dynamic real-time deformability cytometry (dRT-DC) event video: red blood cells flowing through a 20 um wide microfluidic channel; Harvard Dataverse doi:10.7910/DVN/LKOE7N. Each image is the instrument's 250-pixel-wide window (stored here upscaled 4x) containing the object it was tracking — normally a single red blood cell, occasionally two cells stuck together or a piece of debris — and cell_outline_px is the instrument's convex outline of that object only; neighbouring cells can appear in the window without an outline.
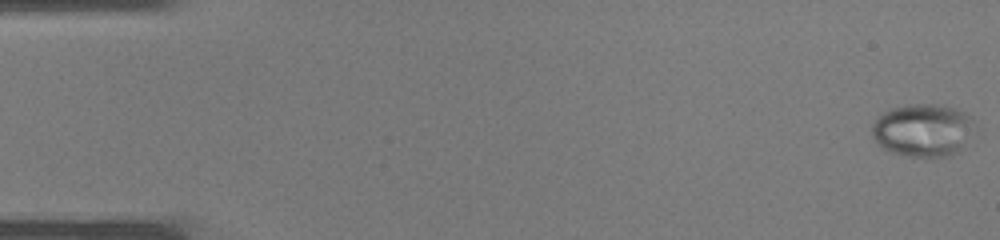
{"species": "common noctule bat (a hibernating species)", "species_latin": "Nyctalus noctula", "temperature_condition": "warm", "stored_images_in_passage": 38, "camera_frame_rate_fps": 3000, "um_per_image_px": 0.085, "animal": {"sex": "male", "body_mass_g": 19.0, "forearm_length_mm": 50.8}, "frame": {"image": 1, "passage_image": 1, "time_ms": 0.0, "image_size_px": [1000, 240], "cell_outline_px": [[972, 120], [956, 152], [948, 156], [908, 156], [892, 152], [880, 148], [872, 136], [872, 124], [884, 112], [892, 108], [904, 104], [936, 104], [956, 108], [972, 116]], "centroid_in_image_um": [78.31, 11.03], "position_along_channel_um": 6.7, "area_um2": 30.63}}
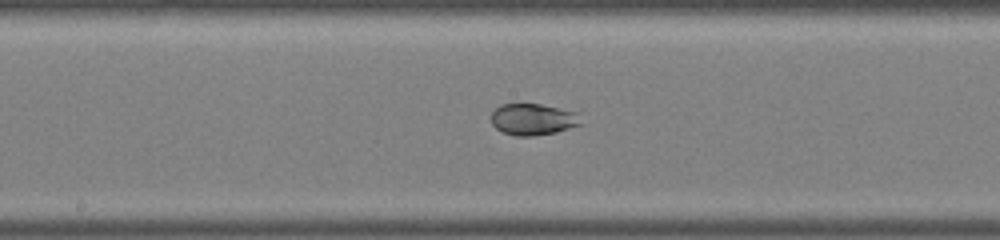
{"frame": {"image": 2, "passage_image": 20, "time_ms": 6.333, "image_size_px": [1000, 240], "cell_outline_px": [[584, 124], [556, 132], [532, 136], [516, 136], [504, 132], [496, 128], [492, 124], [492, 112], [500, 104], [540, 104], [576, 112]], "centroid_in_image_um": [45.32, 10.15], "position_along_channel_um": 202.9, "area_um2": 16.42}}
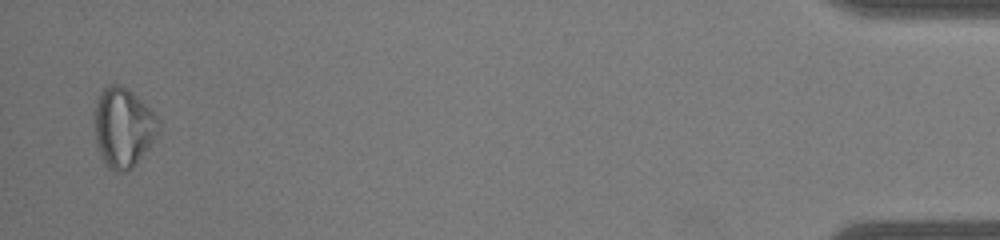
{"frame": {"image": 3, "passage_image": 37, "time_ms": 12.0, "image_size_px": [1000, 240], "cell_outline_px": [[160, 128], [148, 148], [132, 168], [124, 172], [116, 172], [104, 160], [100, 152], [96, 140], [96, 96], [108, 84], [120, 84], [132, 92], [160, 120]], "centroid_in_image_um": [10.48, 10.8], "position_along_channel_um": 424.7, "area_um2": 28.96}}